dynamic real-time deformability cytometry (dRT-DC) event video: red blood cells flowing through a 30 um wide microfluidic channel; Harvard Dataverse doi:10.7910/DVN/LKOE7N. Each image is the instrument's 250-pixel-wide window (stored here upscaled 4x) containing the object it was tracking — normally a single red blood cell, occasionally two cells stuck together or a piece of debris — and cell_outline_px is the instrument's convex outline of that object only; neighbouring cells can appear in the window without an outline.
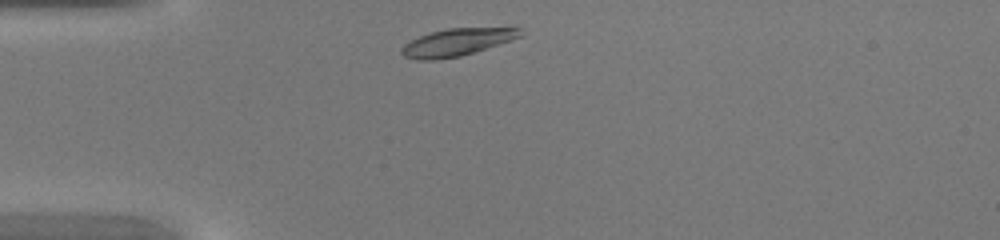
{"species": "common noctule bat (a hibernating species)", "species_latin": "Nyctalus noctula", "temperature_condition": "warm", "stored_images_in_passage": 30, "camera_frame_rate_fps": 3000, "um_per_image_px": 0.085, "animal": {"sex": "female", "body_mass_g": 20.0, "forearm_length_mm": 54.0}, "frame": {"image": 1, "passage_image": 1, "time_ms": 0.0, "image_size_px": [1000, 240], "cell_outline_px": [[520, 36], [512, 40], [460, 56], [436, 60], [416, 60], [404, 56], [400, 52], [400, 48], [404, 44], [420, 36], [432, 32], [448, 28], [512, 24], [520, 28]], "centroid_in_image_um": [38.94, 3.53], "position_along_channel_um": 46.1, "area_um2": 19.65}}
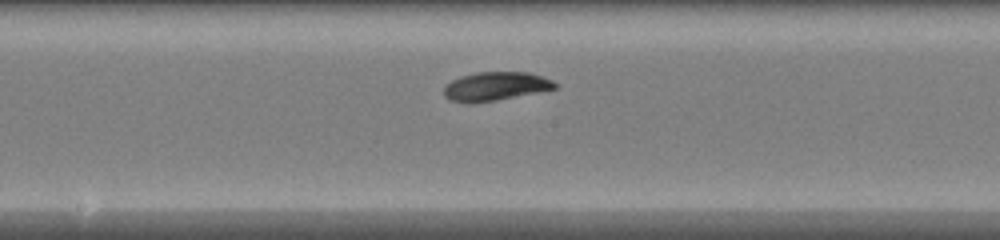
{"frame": {"image": 2, "passage_image": 13, "time_ms": 4.0, "image_size_px": [1000, 240], "cell_outline_px": [[556, 88], [496, 100], [448, 100], [444, 96], [444, 88], [452, 80], [460, 76], [476, 72], [528, 72], [552, 80], [556, 84]], "centroid_in_image_um": [42.13, 7.29], "position_along_channel_um": 206.1, "area_um2": 17.74}}
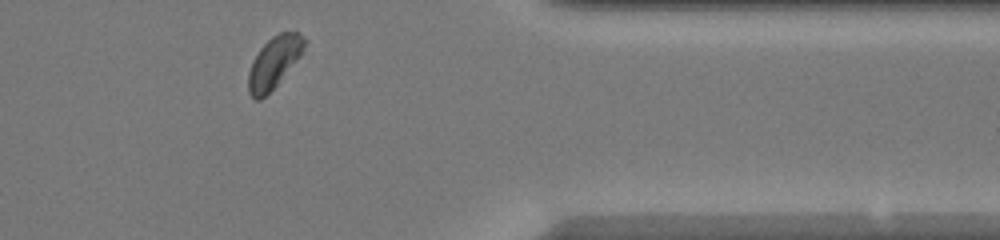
{"frame": {"image": 3, "passage_image": 26, "time_ms": 8.333, "image_size_px": [1000, 240], "cell_outline_px": [[308, 40], [300, 56], [276, 84], [260, 100], [256, 100], [248, 92], [248, 72], [252, 60], [260, 48], [272, 36], [280, 32], [296, 32], [304, 36]], "centroid_in_image_um": [23.29, 5.26], "position_along_channel_um": 388.1, "area_um2": 16.59}}